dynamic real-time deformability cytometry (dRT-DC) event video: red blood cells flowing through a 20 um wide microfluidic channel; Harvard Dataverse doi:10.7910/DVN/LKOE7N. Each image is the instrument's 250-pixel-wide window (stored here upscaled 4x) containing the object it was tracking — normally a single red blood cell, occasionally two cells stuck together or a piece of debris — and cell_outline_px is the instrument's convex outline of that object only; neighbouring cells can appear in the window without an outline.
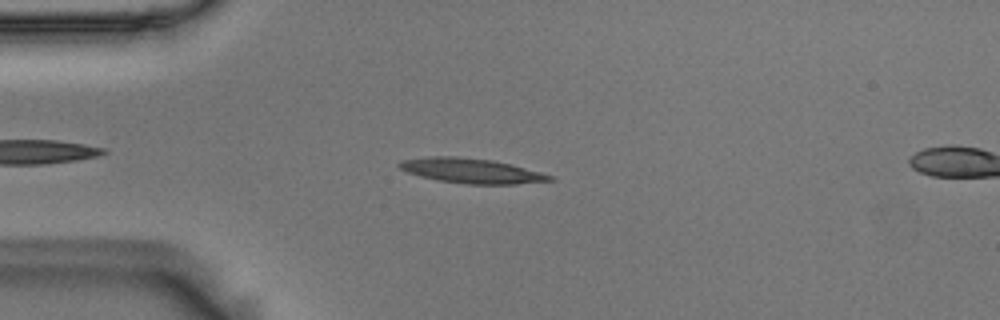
{"species": "Egyptian fruit bat (a non-hibernating species)", "species_latin": "Rousettus aegyptiacus", "temperature_condition": "room temperature", "stored_images_in_passage": 10, "camera_frame_rate_fps": 3000, "um_per_image_px": 0.085, "animal": {"sex": "male"}, "frame": {"image": 1, "passage_image": 7, "time_ms": 2.0, "image_size_px": [1000, 320], "cell_outline_px": [[556, 180], [516, 184], [468, 184], [436, 180], [420, 176], [408, 172], [400, 168], [396, 164], [404, 160], [428, 156], [456, 156], [492, 160], [512, 164], [556, 176]], "centroid_in_image_um": [40.12, 14.52], "position_along_channel_um": 44.9, "area_um2": 21.91}}